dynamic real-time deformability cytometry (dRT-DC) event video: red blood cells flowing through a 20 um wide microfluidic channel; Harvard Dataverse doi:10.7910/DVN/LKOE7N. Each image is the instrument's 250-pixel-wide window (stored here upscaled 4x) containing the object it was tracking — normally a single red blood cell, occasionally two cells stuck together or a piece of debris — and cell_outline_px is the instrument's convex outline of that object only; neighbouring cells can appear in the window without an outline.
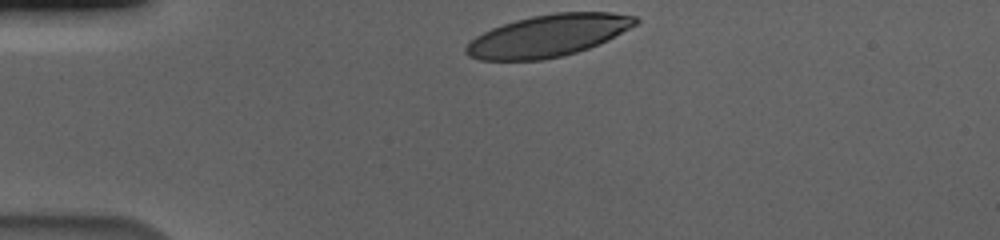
{"species": "human", "species_latin": "Homo sapiens", "temperature_condition": "cold", "stored_images_in_passage": 35, "camera_frame_rate_fps": 3000, "um_per_image_px": 0.085, "donor": {"sex": "male"}, "frame": {"image": 1, "passage_image": 1, "time_ms": 0.0, "image_size_px": [1000, 240], "cell_outline_px": [[640, 20], [636, 24], [608, 40], [600, 44], [564, 56], [544, 60], [480, 60], [468, 56], [464, 52], [464, 48], [476, 36], [492, 28], [516, 20], [532, 16], [556, 12], [612, 12], [636, 16]], "centroid_in_image_um": [46.6, 3.04], "position_along_channel_um": 38.4, "area_um2": 41.44}}
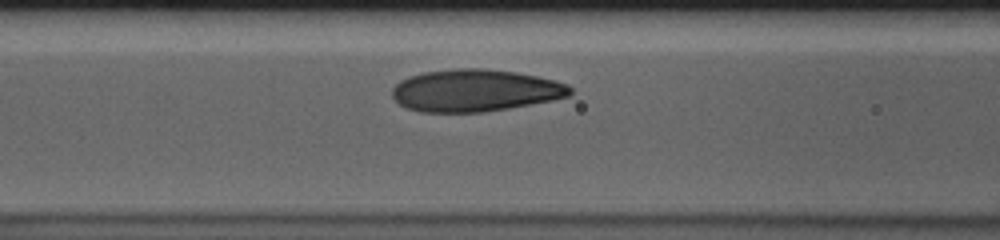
{"frame": {"image": 2, "passage_image": 12, "time_ms": 3.667, "image_size_px": [1000, 240], "cell_outline_px": [[572, 92], [568, 96], [552, 100], [508, 108], [480, 112], [420, 112], [408, 108], [400, 104], [392, 96], [392, 88], [400, 80], [408, 76], [424, 72], [456, 68], [484, 68], [516, 72], [556, 80], [568, 84], [572, 88]], "centroid_in_image_um": [40.38, 7.68], "position_along_channel_um": 126.2, "area_um2": 43.75}}
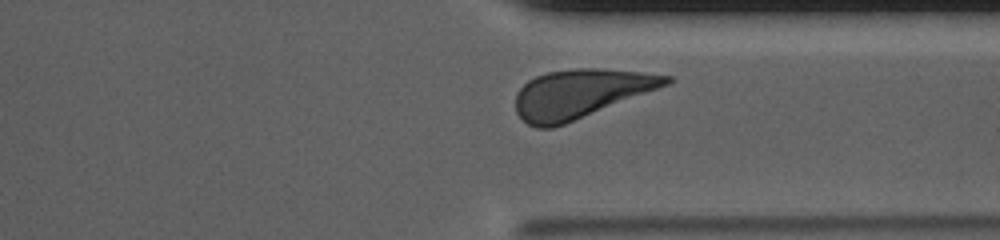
{"frame": {"image": 3, "passage_image": 32, "time_ms": 10.333, "image_size_px": [1000, 240], "cell_outline_px": [[676, 80], [668, 84], [564, 124], [552, 128], [536, 128], [528, 124], [516, 112], [516, 92], [528, 80], [536, 76], [548, 72], [576, 68], [600, 68], [640, 72], [672, 76]], "centroid_in_image_um": [49.3, 7.95], "position_along_channel_um": 362.1, "area_um2": 42.19}, "authors_computed_cell_mechanics": {"area_um2": 42.7142, "velocity_mm_per_s": 3.5336, "shape_relaxation_time_tau1_ms": 2.5751, "shape_relaxation_time_tau2_ms": 6.7716, "deformation_change_tau1": 0.1247, "deformation_change_tau2": 0.1276}}